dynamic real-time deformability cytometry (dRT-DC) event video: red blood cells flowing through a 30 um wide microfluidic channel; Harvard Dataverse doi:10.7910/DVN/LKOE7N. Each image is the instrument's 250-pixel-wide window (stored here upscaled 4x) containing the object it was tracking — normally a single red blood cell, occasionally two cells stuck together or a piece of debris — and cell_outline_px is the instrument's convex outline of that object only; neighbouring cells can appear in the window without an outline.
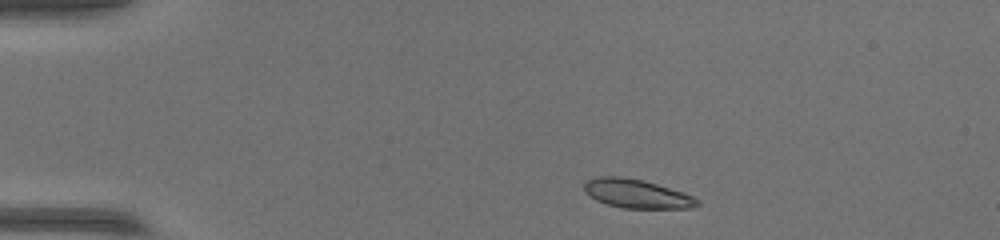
{"species": "common noctule bat (a hibernating species)", "species_latin": "Nyctalus noctula", "temperature_condition": "warm", "stored_images_in_passage": 35, "camera_frame_rate_fps": 3000, "um_per_image_px": 0.085, "animal": {"sex": "female", "body_mass_g": 17.0, "forearm_length_mm": 48.0}, "frame": {"image": 1, "passage_image": 1, "time_ms": 0.0, "image_size_px": [1000, 240], "cell_outline_px": [[700, 204], [692, 208], [624, 208], [608, 204], [596, 200], [588, 196], [584, 192], [584, 184], [588, 180], [596, 176], [620, 176], [640, 180], [656, 184], [684, 192], [700, 200]], "centroid_in_image_um": [54.11, 16.47], "position_along_channel_um": 30.9, "area_um2": 18.96}}
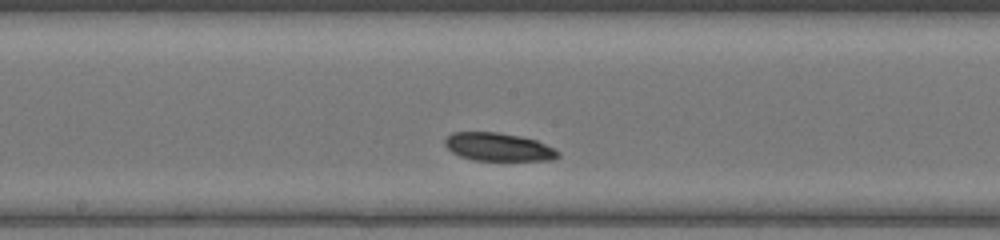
{"frame": {"image": 2, "passage_image": 20, "time_ms": 6.333, "image_size_px": [1000, 240], "cell_outline_px": [[560, 156], [552, 160], [472, 160], [460, 156], [452, 152], [444, 144], [444, 136], [452, 132], [496, 132], [520, 136], [536, 140], [556, 148], [560, 152]], "centroid_in_image_um": [42.36, 12.49], "position_along_channel_um": 205.8, "area_um2": 18.73}}
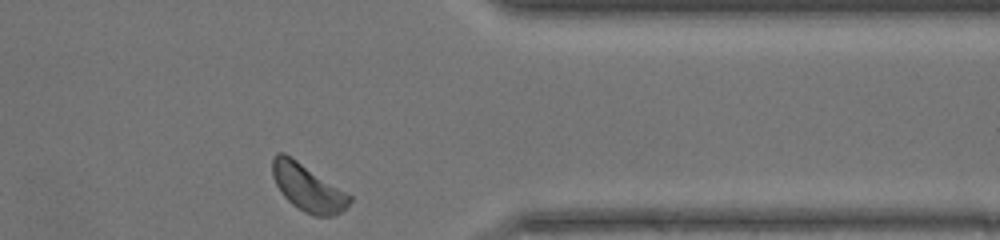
{"frame": {"image": 3, "passage_image": 35, "time_ms": 11.333, "image_size_px": [1000, 240], "cell_outline_px": [[352, 200], [340, 212], [332, 216], [312, 216], [304, 212], [292, 204], [280, 192], [272, 176], [272, 156], [276, 152], [284, 152], [352, 196]], "centroid_in_image_um": [26.12, 15.95], "position_along_channel_um": 385.3, "area_um2": 20.92}}